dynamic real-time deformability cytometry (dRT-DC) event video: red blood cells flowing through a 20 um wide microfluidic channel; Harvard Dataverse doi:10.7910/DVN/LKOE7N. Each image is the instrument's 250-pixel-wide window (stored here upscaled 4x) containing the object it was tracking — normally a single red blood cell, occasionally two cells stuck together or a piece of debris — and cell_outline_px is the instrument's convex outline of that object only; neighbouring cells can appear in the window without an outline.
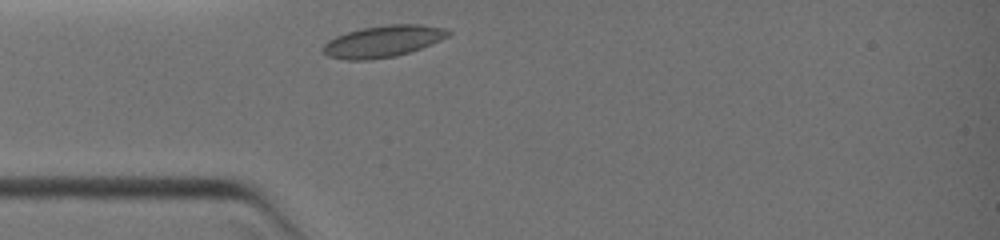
{"species": "common noctule bat (a hibernating species)", "species_latin": "Nyctalus noctula", "temperature_condition": "warm", "stored_images_in_passage": 6, "camera_frame_rate_fps": 3000, "um_per_image_px": 0.085, "animal": {"sex": "female", "body_mass_g": 19.0, "forearm_length_mm": 51.5}, "frame": {"image": 1, "passage_image": 1, "time_ms": 0.0, "image_size_px": [1000, 240], "cell_outline_px": [[452, 32], [448, 36], [432, 44], [396, 56], [368, 60], [344, 60], [328, 56], [320, 52], [320, 48], [328, 40], [336, 36], [348, 32], [364, 28], [388, 24], [420, 24], [444, 28]], "centroid_in_image_um": [32.51, 3.52], "position_along_channel_um": 52.5, "area_um2": 23.12}}
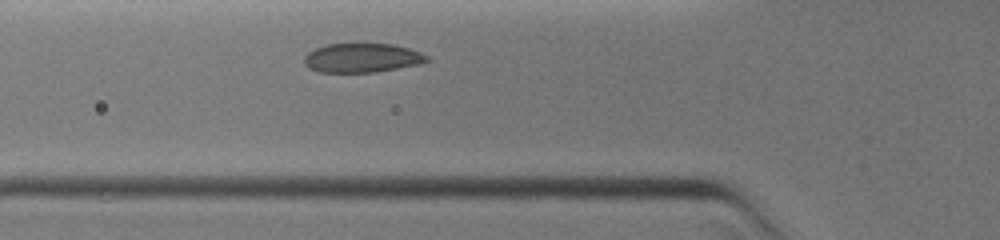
{"frame": {"image": 2, "passage_image": 4, "time_ms": 1.0, "image_size_px": [1000, 240], "cell_outline_px": [[432, 60], [420, 64], [376, 72], [320, 72], [308, 68], [304, 64], [304, 56], [308, 52], [316, 48], [328, 44], [392, 44], [408, 48], [420, 52], [428, 56]], "centroid_in_image_um": [30.78, 4.93], "position_along_channel_um": 95.0, "area_um2": 20.87}}